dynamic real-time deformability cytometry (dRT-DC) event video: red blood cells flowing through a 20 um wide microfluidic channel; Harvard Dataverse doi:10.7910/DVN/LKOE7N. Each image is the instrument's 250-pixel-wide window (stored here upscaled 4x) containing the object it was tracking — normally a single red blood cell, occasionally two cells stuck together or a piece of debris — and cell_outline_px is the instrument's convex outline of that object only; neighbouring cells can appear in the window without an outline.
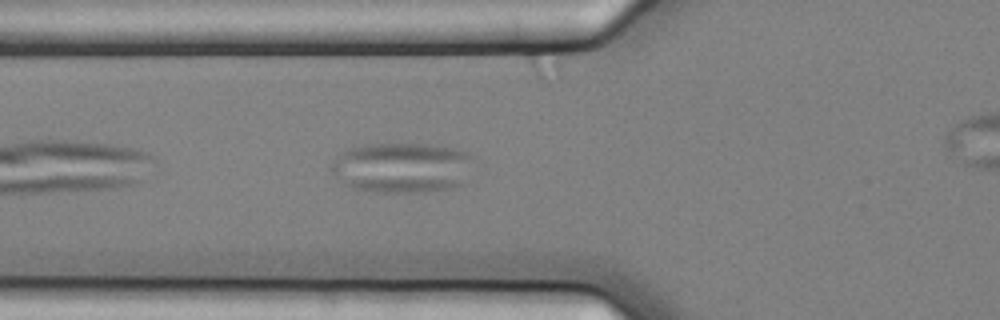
{"species": "common noctule bat (a hibernating species)", "species_latin": "Nyctalus noctula", "temperature_condition": "cold", "stored_images_in_passage": 5, "camera_frame_rate_fps": 3000, "um_per_image_px": 0.085, "animal": {"sex": "female", "body_mass_g": 25.1}, "frame": {"image": 1, "passage_image": 4, "time_ms": 1.0, "image_size_px": [1000, 320], "cell_outline_px": [[476, 156], [460, 184], [452, 188], [428, 192], [376, 192], [352, 188], [344, 184], [332, 172], [332, 160], [348, 148], [364, 144], [428, 144], [456, 148], [468, 152]], "centroid_in_image_um": [34.17, 14.24], "position_along_channel_um": 91.6, "area_um2": 41.91}}